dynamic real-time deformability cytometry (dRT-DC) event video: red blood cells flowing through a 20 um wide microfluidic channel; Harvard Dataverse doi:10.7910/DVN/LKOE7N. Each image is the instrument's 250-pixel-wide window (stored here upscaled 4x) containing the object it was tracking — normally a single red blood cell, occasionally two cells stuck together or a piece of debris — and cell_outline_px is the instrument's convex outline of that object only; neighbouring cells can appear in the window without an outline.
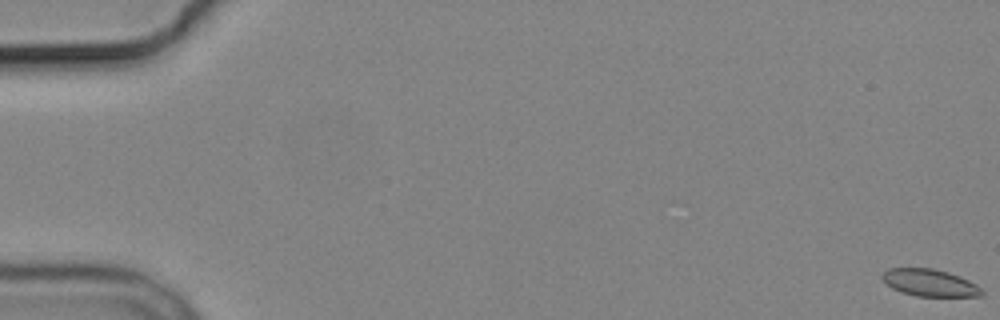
{"species": "common noctule bat (a hibernating species)", "species_latin": "Nyctalus noctula", "temperature_condition": "cold", "stored_images_in_passage": 7, "camera_frame_rate_fps": 3000, "um_per_image_px": 0.085, "animal": {"sex": "male", "body_mass_g": 19.2, "forearm_length_mm": 51.8}, "frame": {"image": 1, "passage_image": 1, "time_ms": 0.0, "image_size_px": [1000, 320], "cell_outline_px": [[984, 292], [980, 296], [916, 296], [892, 288], [880, 276], [880, 272], [888, 268], [932, 268], [948, 272], [960, 276], [976, 284]], "centroid_in_image_um": [79.01, 24.02], "position_along_channel_um": 6.0, "area_um2": 15.66}}
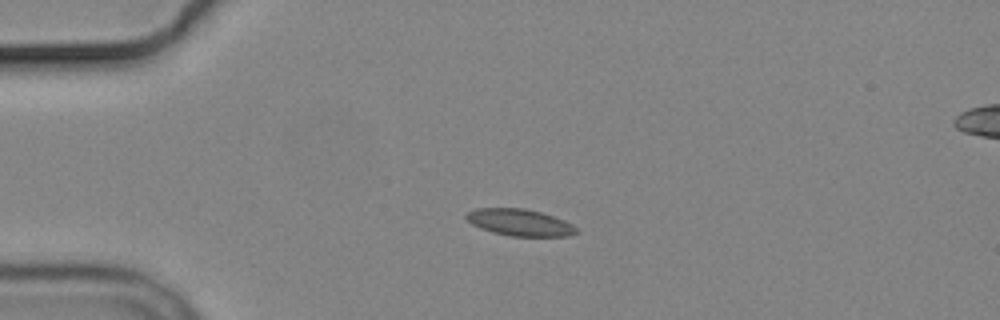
{"frame": {"image": 2, "passage_image": 5, "time_ms": 4.667, "image_size_px": [1000, 320], "cell_outline_px": [[580, 232], [568, 236], [512, 236], [492, 232], [480, 228], [472, 224], [464, 216], [468, 212], [476, 208], [524, 208], [540, 212], [564, 220], [572, 224]], "centroid_in_image_um": [44.18, 18.91], "position_along_channel_um": 40.8, "area_um2": 17.11}}
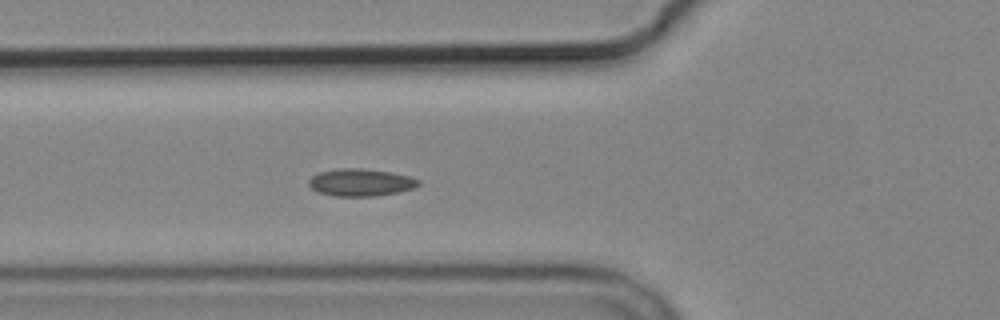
{"frame": {"image": 3, "passage_image": 7, "time_ms": 7.0, "image_size_px": [1000, 320], "cell_outline_px": [[420, 184], [412, 188], [396, 192], [372, 196], [336, 196], [320, 192], [312, 188], [308, 184], [308, 180], [312, 176], [320, 172], [336, 168], [364, 168], [392, 172], [408, 176], [420, 180]], "centroid_in_image_um": [30.64, 15.49], "position_along_channel_um": 95.2, "area_um2": 17.34}}